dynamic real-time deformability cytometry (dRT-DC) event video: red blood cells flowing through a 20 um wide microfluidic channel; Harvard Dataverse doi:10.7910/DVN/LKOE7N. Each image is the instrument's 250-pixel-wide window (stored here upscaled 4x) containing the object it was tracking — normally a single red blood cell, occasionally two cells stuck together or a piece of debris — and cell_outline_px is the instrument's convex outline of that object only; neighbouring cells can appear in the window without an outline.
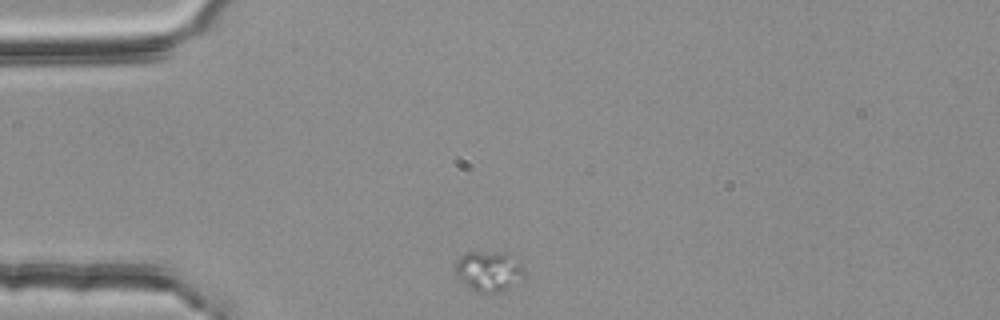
{"species": "common noctule bat (a hibernating species)", "species_latin": "Nyctalus noctula", "temperature_condition": "room temperature", "stored_images_in_passage": 2, "camera_frame_rate_fps": 3000, "um_per_image_px": 0.085, "animal": {"sex": "female", "body_mass_g": 25.1}, "frame": {"image": 1, "passage_image": 1, "time_ms": 0.0, "image_size_px": [1000, 320], "cell_outline_px": [[528, 272], [524, 280], [500, 292], [488, 296], [484, 296], [476, 292], [464, 284], [456, 276], [456, 260], [460, 256], [468, 252], [508, 252]], "centroid_in_image_um": [41.59, 23.1], "position_along_channel_um": 43.4, "area_um2": 16.94}}